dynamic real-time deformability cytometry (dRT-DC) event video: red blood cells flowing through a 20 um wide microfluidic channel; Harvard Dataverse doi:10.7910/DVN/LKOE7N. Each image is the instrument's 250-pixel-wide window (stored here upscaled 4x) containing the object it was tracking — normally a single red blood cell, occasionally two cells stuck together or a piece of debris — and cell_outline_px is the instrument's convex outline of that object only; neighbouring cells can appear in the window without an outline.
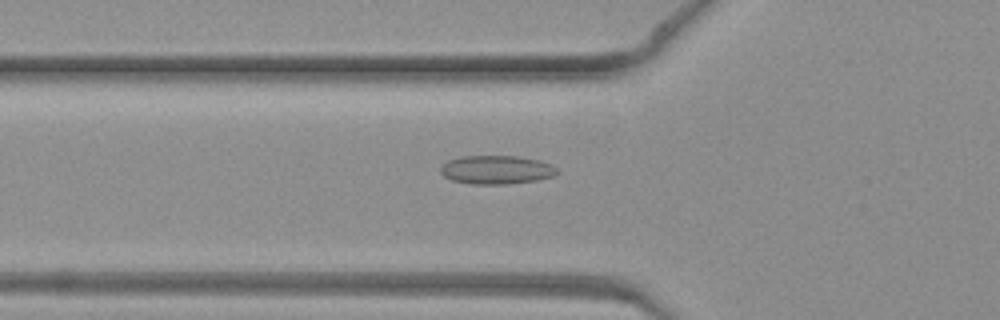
{"species": "common noctule bat (a hibernating species)", "species_latin": "Nyctalus noctula", "temperature_condition": "warm", "stored_images_in_passage": 45, "camera_frame_rate_fps": 3000, "um_per_image_px": 0.085, "animal": {"sex": "female", "body_mass_g": 19.3, "forearm_length_mm": 54.1}, "frame": {"image": 1, "passage_image": 16, "time_ms": 5.0, "image_size_px": [1000, 320], "cell_outline_px": [[556, 172], [552, 176], [536, 180], [508, 184], [472, 184], [452, 180], [444, 176], [440, 172], [440, 164], [448, 160], [460, 156], [516, 156], [540, 160], [552, 164], [556, 168]], "centroid_in_image_um": [42.15, 14.42], "position_along_channel_um": 83.7, "area_um2": 19.48}}
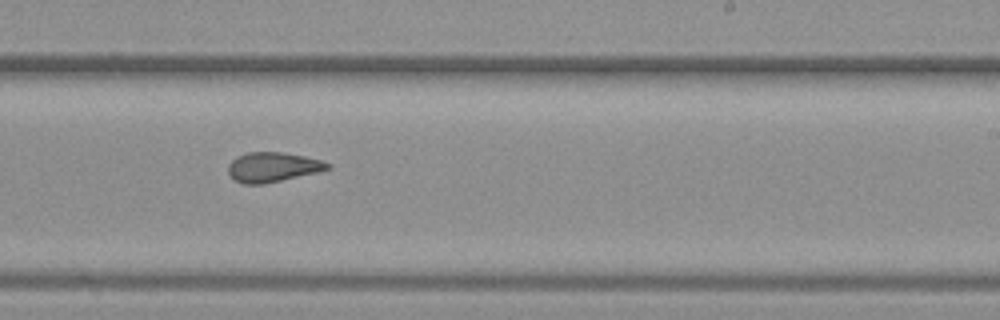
{"frame": {"image": 2, "passage_image": 28, "time_ms": 9.0, "image_size_px": [1000, 320], "cell_outline_px": [[332, 168], [320, 172], [264, 184], [244, 184], [236, 180], [228, 172], [228, 164], [236, 156], [248, 152], [280, 152], [304, 156], [320, 160], [332, 164]], "centroid_in_image_um": [23.21, 14.2], "position_along_channel_um": 265.8, "area_um2": 17.28}}
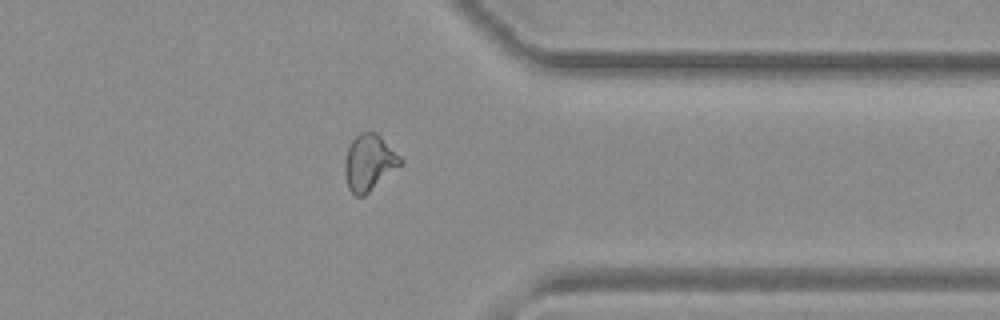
{"frame": {"image": 3, "passage_image": 36, "time_ms": 11.667, "image_size_px": [1000, 320], "cell_outline_px": [[404, 164], [364, 196], [356, 196], [348, 188], [344, 176], [344, 160], [348, 148], [352, 140], [360, 132], [376, 132], [404, 160]], "centroid_in_image_um": [31.38, 13.84], "position_along_channel_um": 380.0, "area_um2": 18.44}}